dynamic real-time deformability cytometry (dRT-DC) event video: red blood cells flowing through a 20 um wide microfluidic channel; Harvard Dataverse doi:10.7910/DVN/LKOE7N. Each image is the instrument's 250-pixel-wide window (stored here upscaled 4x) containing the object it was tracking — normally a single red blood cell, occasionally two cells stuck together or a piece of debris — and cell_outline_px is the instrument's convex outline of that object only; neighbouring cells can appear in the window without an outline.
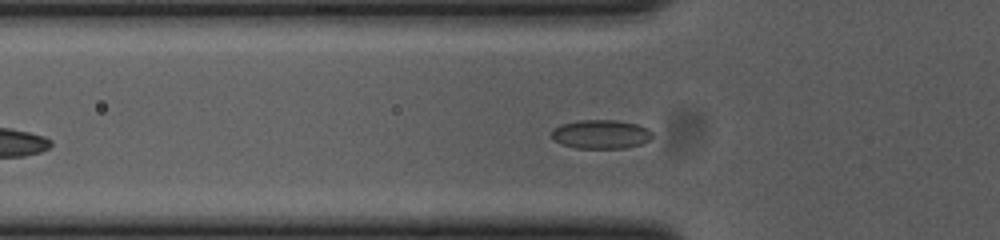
{"species": "common noctule bat (a hibernating species)", "species_latin": "Nyctalus noctula", "temperature_condition": "cold", "stored_images_in_passage": 37, "camera_frame_rate_fps": 3000, "um_per_image_px": 0.085, "animal": {"sex": "female", "body_mass_g": 23.0, "forearm_length_mm": 53.4}, "frame": {"image": 1, "passage_image": 10, "time_ms": 3.0, "image_size_px": [1000, 240], "cell_outline_px": [[652, 136], [648, 140], [640, 144], [624, 148], [576, 148], [560, 144], [552, 136], [552, 128], [560, 124], [580, 120], [616, 120], [636, 124], [648, 128], [652, 132]], "centroid_in_image_um": [51.06, 11.4], "position_along_channel_um": 74.7, "area_um2": 16.94}}
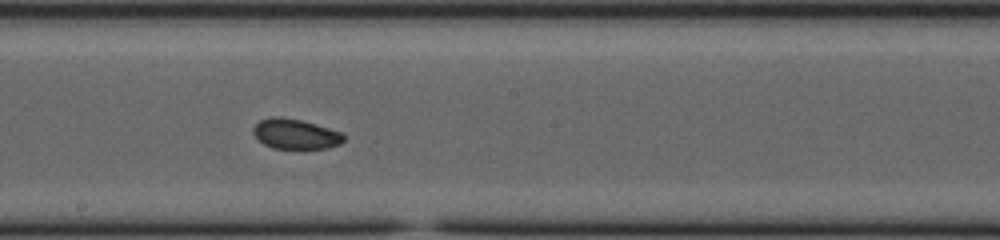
{"frame": {"image": 2, "passage_image": 22, "time_ms": 7.0, "image_size_px": [1000, 240], "cell_outline_px": [[344, 140], [340, 144], [328, 148], [272, 148], [264, 144], [252, 132], [252, 128], [260, 120], [272, 116], [280, 116], [300, 120], [328, 128], [340, 132], [344, 136]], "centroid_in_image_um": [25.09, 11.38], "position_along_channel_um": 223.1, "area_um2": 15.66}}
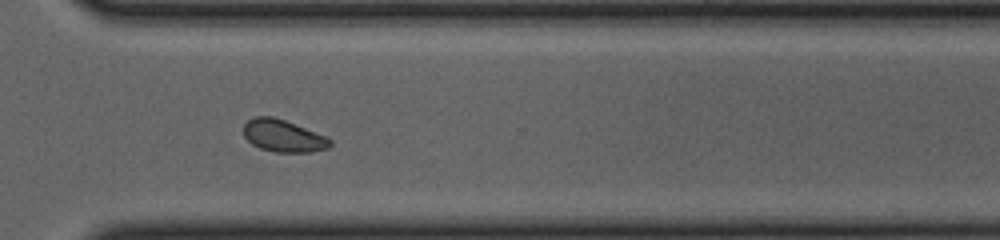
{"frame": {"image": 3, "passage_image": 32, "time_ms": 10.333, "image_size_px": [1000, 240], "cell_outline_px": [[332, 144], [328, 148], [312, 152], [276, 152], [260, 148], [252, 144], [244, 136], [244, 124], [252, 116], [272, 116], [284, 120], [328, 136], [332, 140]], "centroid_in_image_um": [24.1, 11.54], "position_along_channel_um": 346.5, "area_um2": 16.36}, "authors_computed_cell_mechanics": {"area_um2": 16.3574, "velocity_mm_per_s": 3.6959, "shape_relaxation_time_tau1_ms": null, "shape_relaxation_time_tau2_ms": 3.4286, "deformation_change_tau1": null, "deformation_change_tau2": 0.0599}}